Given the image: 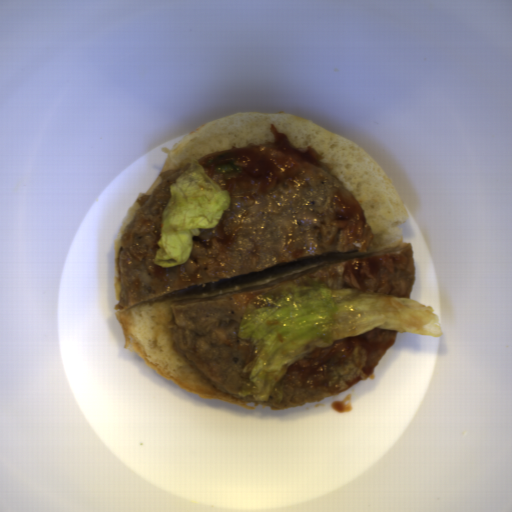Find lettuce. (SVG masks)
Here are the masks:
<instances>
[{
  "label": "lettuce",
  "instance_id": "9fb2a089",
  "mask_svg": "<svg viewBox=\"0 0 512 512\" xmlns=\"http://www.w3.org/2000/svg\"><path fill=\"white\" fill-rule=\"evenodd\" d=\"M371 329L442 337L434 309L408 298L352 289L332 288L306 274L303 281L277 282L249 297L238 337L252 342L255 355L241 371L250 372L253 390L240 396L281 400L280 378L315 348Z\"/></svg>",
  "mask_w": 512,
  "mask_h": 512
},
{
  "label": "lettuce",
  "instance_id": "494a5c6d",
  "mask_svg": "<svg viewBox=\"0 0 512 512\" xmlns=\"http://www.w3.org/2000/svg\"><path fill=\"white\" fill-rule=\"evenodd\" d=\"M188 167L171 184L169 200L161 214L160 235L156 256L151 260L161 269H172L188 262L193 236L199 229L215 228L231 199L191 157L179 166Z\"/></svg>",
  "mask_w": 512,
  "mask_h": 512
}]
</instances>
